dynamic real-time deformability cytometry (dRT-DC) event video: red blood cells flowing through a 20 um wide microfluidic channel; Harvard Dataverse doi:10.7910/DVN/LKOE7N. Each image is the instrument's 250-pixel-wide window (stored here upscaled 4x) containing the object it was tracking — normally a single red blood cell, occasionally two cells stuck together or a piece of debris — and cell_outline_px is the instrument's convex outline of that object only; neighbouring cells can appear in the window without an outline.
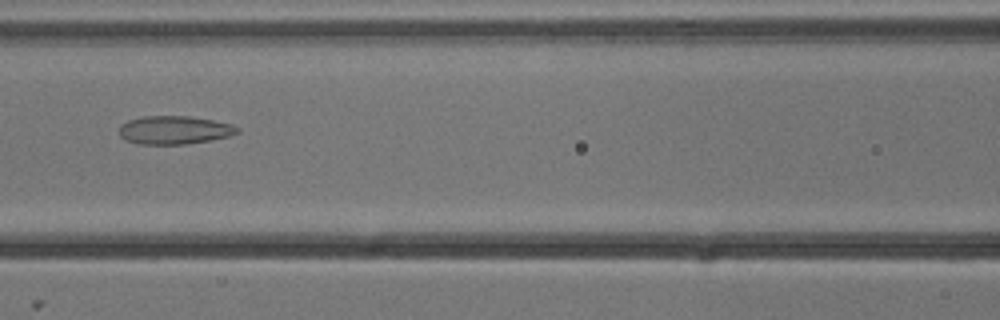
{"species": "common noctule bat (a hibernating species)", "species_latin": "Nyctalus noctula", "temperature_condition": "cold", "stored_images_in_passage": 5, "camera_frame_rate_fps": 3000, "um_per_image_px": 0.085, "animal": {"sex": "male", "body_mass_g": 13.3}, "frame": {"image": 1, "passage_image": 5, "time_ms": 1.333, "image_size_px": [1000, 320], "cell_outline_px": [[240, 132], [228, 136], [212, 140], [184, 144], [136, 144], [124, 140], [120, 136], [120, 124], [128, 120], [140, 116], [188, 116], [212, 120], [232, 124], [240, 128]], "centroid_in_image_um": [14.8, 11.05], "position_along_channel_um": 151.8, "area_um2": 19.65}}